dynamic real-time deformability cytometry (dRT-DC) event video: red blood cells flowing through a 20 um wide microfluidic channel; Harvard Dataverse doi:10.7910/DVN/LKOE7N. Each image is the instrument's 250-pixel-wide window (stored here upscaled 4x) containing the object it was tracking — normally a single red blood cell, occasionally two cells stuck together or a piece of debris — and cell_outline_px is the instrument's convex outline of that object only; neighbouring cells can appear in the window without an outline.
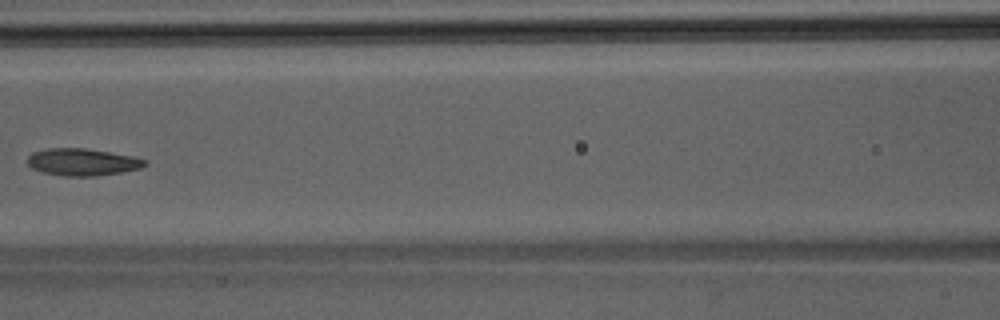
{"species": "Egyptian fruit bat (a non-hibernating species)", "species_latin": "Rousettus aegyptiacus", "temperature_condition": "room temperature", "stored_images_in_passage": 6, "camera_frame_rate_fps": 3000, "um_per_image_px": 0.085, "animal": {"sex": "male"}, "frame": {"image": 1, "passage_image": 6, "time_ms": 1.667, "image_size_px": [1000, 320], "cell_outline_px": [[148, 164], [140, 168], [120, 172], [96, 176], [64, 176], [44, 172], [32, 168], [28, 164], [28, 156], [32, 152], [48, 148], [84, 148], [132, 156], [148, 160]], "centroid_in_image_um": [7.01, 13.77], "position_along_channel_um": 159.6, "area_um2": 18.44}}